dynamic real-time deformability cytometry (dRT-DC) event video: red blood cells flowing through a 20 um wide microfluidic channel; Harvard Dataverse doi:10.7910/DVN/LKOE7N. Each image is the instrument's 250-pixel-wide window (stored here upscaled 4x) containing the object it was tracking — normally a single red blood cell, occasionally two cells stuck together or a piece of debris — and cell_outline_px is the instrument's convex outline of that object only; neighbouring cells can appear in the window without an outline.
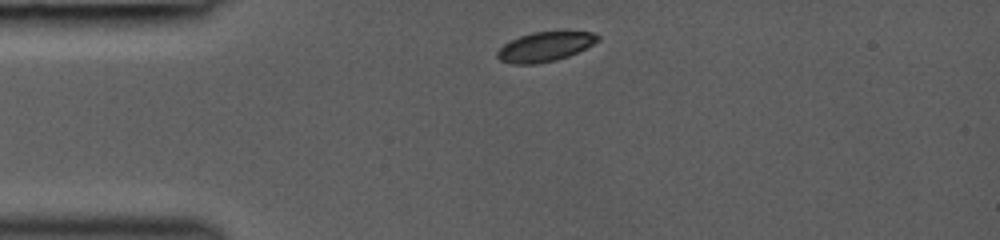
{"species": "common noctule bat (a hibernating species)", "species_latin": "Nyctalus noctula", "temperature_condition": "room temperature", "stored_images_in_passage": 28, "camera_frame_rate_fps": 3000, "um_per_image_px": 0.085, "animal": {"sex": "female", "body_mass_g": 19.0, "forearm_length_mm": 53.3}, "frame": {"image": 1, "passage_image": 1, "time_ms": 0.0, "image_size_px": [1000, 240], "cell_outline_px": [[600, 40], [568, 56], [556, 60], [536, 64], [512, 64], [500, 60], [496, 56], [496, 52], [504, 44], [520, 36], [532, 32], [596, 32], [600, 36]], "centroid_in_image_um": [46.31, 3.97], "position_along_channel_um": 38.7, "area_um2": 17.11}}
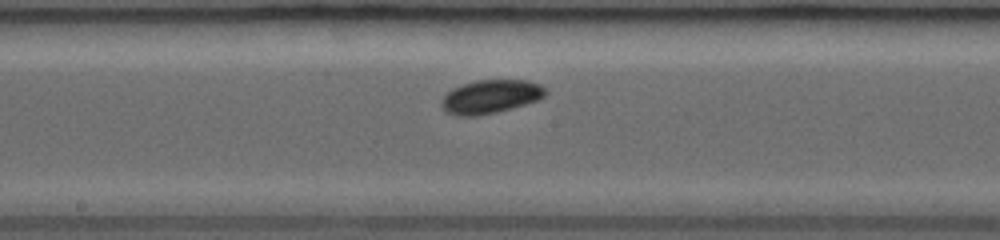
{"frame": {"image": 2, "passage_image": 12, "time_ms": 4.667, "image_size_px": [1000, 240], "cell_outline_px": [[548, 92], [540, 100], [512, 108], [496, 112], [476, 116], [456, 116], [444, 112], [440, 104], [440, 100], [452, 88], [476, 80], [528, 80], [540, 84]], "centroid_in_image_um": [41.69, 8.22], "position_along_channel_um": 206.5, "area_um2": 20.58}}
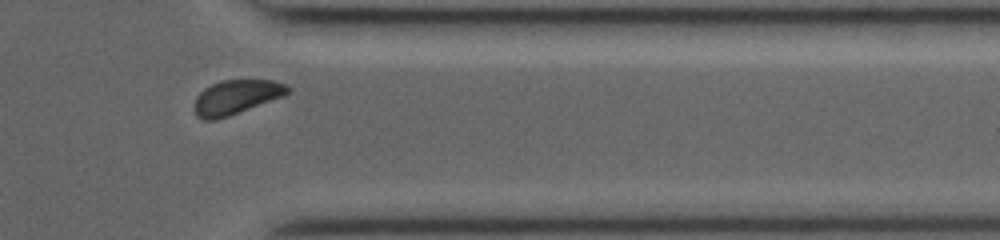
{"frame": {"image": 3, "passage_image": 24, "time_ms": 9.0, "image_size_px": [1000, 240], "cell_outline_px": [[292, 88], [284, 96], [228, 116], [216, 120], [204, 120], [196, 116], [196, 96], [204, 88], [220, 80], [272, 80], [288, 84]], "centroid_in_image_um": [20.11, 8.24], "position_along_channel_um": 391.3, "area_um2": 18.61}}